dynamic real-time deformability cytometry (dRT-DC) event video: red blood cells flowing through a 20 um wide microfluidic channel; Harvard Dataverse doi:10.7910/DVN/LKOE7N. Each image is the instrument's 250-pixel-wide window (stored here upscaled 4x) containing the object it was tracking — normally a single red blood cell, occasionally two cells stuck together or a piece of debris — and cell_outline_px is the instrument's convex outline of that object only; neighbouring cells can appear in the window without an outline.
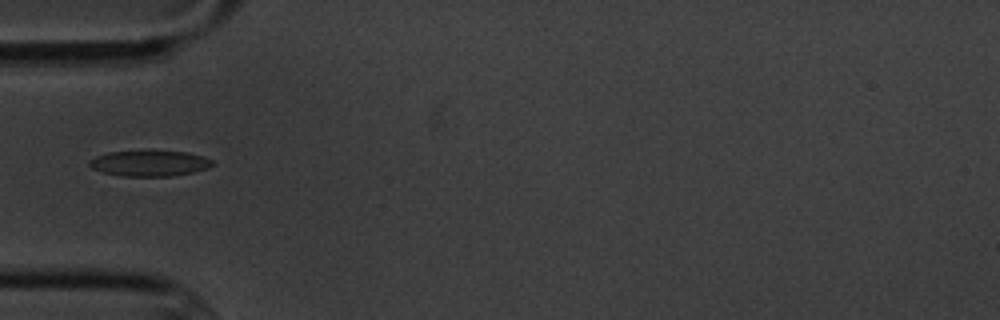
{"species": "common noctule bat (a hibernating species)", "species_latin": "Nyctalus noctula", "temperature_condition": "cold", "stored_images_in_passage": 15, "camera_frame_rate_fps": 3000, "um_per_image_px": 0.085, "animal": {"sex": "male", "body_mass_g": 20.1, "forearm_length_mm": 53.5}, "frame": {"image": 1, "passage_image": 5, "time_ms": 5.667, "image_size_px": [1000, 320], "cell_outline_px": [[216, 164], [208, 168], [192, 172], [172, 176], [120, 176], [100, 172], [92, 168], [88, 164], [88, 160], [96, 156], [108, 152], [152, 148], [188, 152], [204, 156], [212, 160]], "centroid_in_image_um": [12.71, 13.83], "position_along_channel_um": 72.3, "area_um2": 19.48}}
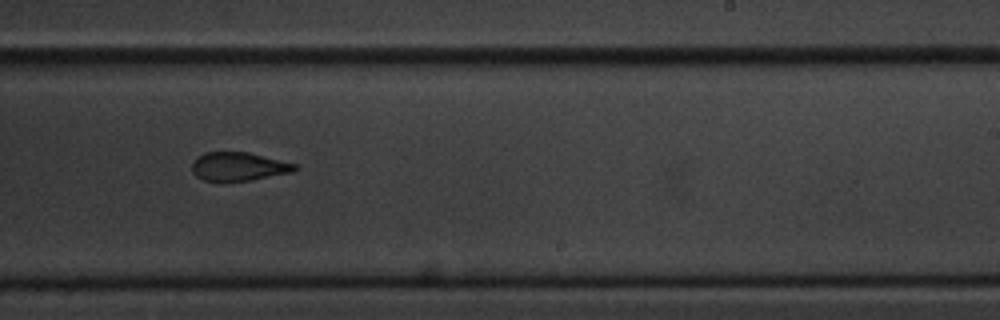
{"frame": {"image": 2, "passage_image": 10, "time_ms": 11.333, "image_size_px": [1000, 320], "cell_outline_px": [[300, 168], [292, 172], [252, 180], [204, 180], [196, 176], [192, 172], [192, 164], [204, 152], [248, 152], [296, 164]], "centroid_in_image_um": [20.31, 14.15], "position_along_channel_um": 268.7, "area_um2": 16.82}}
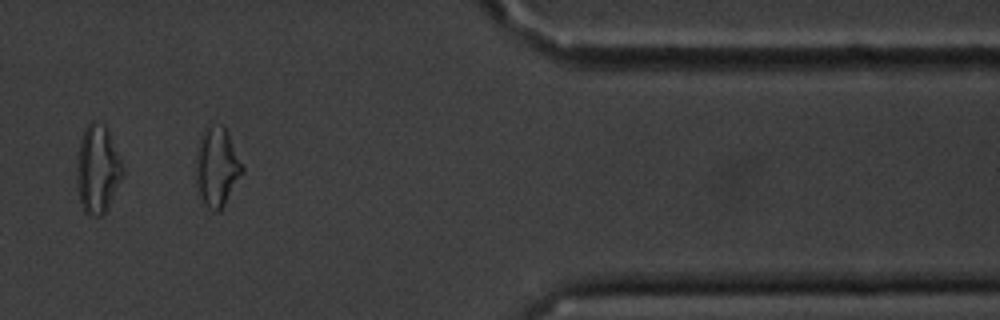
{"frame": {"image": 3, "passage_image": 13, "time_ms": 15.667, "image_size_px": [1000, 320], "cell_outline_px": [[244, 172], [220, 212], [212, 212], [204, 204], [196, 188], [196, 156], [204, 128], [208, 124], [224, 124], [228, 132], [244, 168]], "centroid_in_image_um": [18.45, 14.2], "position_along_channel_um": 393.0, "area_um2": 21.68}, "authors_computed_cell_mechanics": {"area_um2": 19.4786, "velocity_mm_per_s": 3.4579, "shape_relaxation_time_tau1_ms": 8.2866, "shape_relaxation_time_tau2_ms": 2.2848, "deformation_change_tau1": 0.1749, "deformation_change_tau2": 0.0989}}